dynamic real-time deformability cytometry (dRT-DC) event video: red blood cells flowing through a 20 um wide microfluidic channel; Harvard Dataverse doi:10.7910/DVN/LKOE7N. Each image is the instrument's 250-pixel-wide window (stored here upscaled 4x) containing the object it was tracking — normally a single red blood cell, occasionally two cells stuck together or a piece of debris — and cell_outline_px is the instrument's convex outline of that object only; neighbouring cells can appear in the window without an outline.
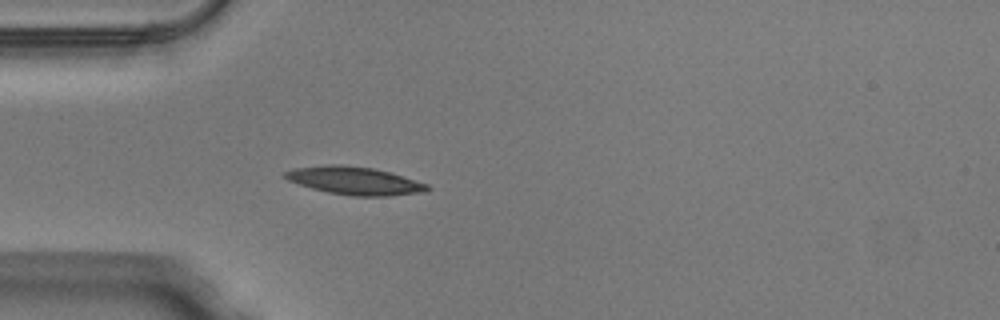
{"species": "Egyptian fruit bat (a non-hibernating species)", "species_latin": "Rousettus aegyptiacus", "temperature_condition": "warm", "stored_images_in_passage": 31, "camera_frame_rate_fps": 3000, "um_per_image_px": 0.085, "animal": {"sex": "male"}, "frame": {"image": 1, "passage_image": 6, "time_ms": 1.667, "image_size_px": [1000, 320], "cell_outline_px": [[432, 188], [424, 192], [392, 196], [352, 196], [328, 192], [312, 188], [288, 180], [284, 176], [284, 172], [296, 168], [324, 164], [340, 164], [372, 168], [388, 172], [428, 184]], "centroid_in_image_um": [30.15, 15.36], "position_along_channel_um": 54.8, "area_um2": 23.0}}
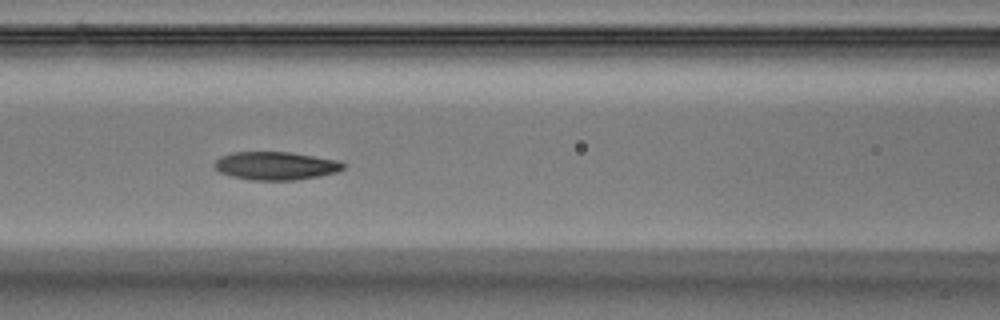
{"frame": {"image": 2, "passage_image": 13, "time_ms": 4.0, "image_size_px": [1000, 320], "cell_outline_px": [[344, 168], [336, 172], [320, 176], [296, 180], [252, 180], [232, 176], [220, 172], [212, 164], [220, 156], [232, 152], [288, 152], [340, 160], [344, 164]], "centroid_in_image_um": [23.44, 14.09], "position_along_channel_um": 143.2, "area_um2": 21.15}}
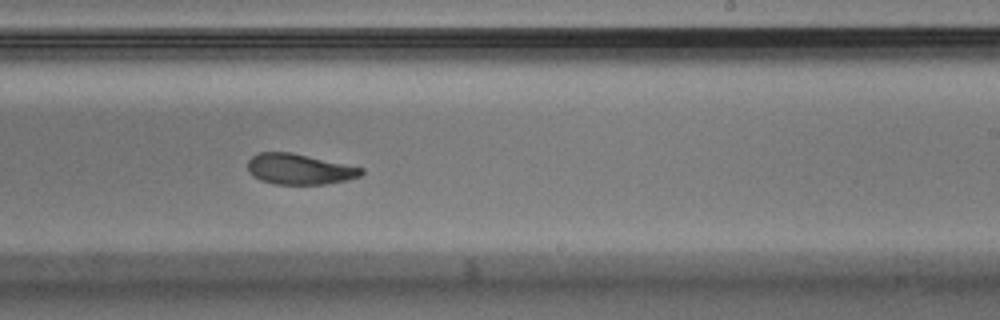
{"frame": {"image": 3, "passage_image": 22, "time_ms": 7.0, "image_size_px": [1000, 320], "cell_outline_px": [[364, 172], [360, 176], [348, 180], [324, 184], [276, 184], [260, 180], [252, 176], [248, 172], [248, 160], [252, 156], [260, 152], [292, 152], [364, 168]], "centroid_in_image_um": [25.44, 14.37], "position_along_channel_um": 263.6, "area_um2": 20.35}}